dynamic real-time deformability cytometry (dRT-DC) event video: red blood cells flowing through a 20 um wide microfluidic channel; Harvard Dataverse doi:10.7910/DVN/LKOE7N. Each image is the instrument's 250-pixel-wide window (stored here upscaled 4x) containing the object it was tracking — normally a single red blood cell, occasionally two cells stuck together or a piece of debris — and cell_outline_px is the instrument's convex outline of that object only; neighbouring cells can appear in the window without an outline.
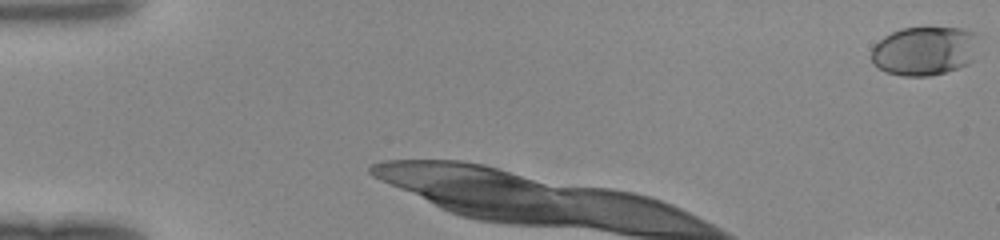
{"species": "human", "species_latin": "Homo sapiens", "temperature_condition": "room temperature", "stored_images_in_passage": 6, "camera_frame_rate_fps": 3000, "um_per_image_px": 0.085, "donor": {"sex": "female"}, "frame": {"image": 1, "passage_image": 1, "time_ms": 0.0, "image_size_px": [1000, 240], "cell_outline_px": [[980, 36], [972, 60], [968, 64], [944, 72], [928, 76], [904, 76], [884, 72], [872, 64], [872, 48], [884, 36], [900, 28], [964, 28], [976, 32]], "centroid_in_image_um": [78.59, 4.32], "position_along_channel_um": 6.4, "area_um2": 30.81}}